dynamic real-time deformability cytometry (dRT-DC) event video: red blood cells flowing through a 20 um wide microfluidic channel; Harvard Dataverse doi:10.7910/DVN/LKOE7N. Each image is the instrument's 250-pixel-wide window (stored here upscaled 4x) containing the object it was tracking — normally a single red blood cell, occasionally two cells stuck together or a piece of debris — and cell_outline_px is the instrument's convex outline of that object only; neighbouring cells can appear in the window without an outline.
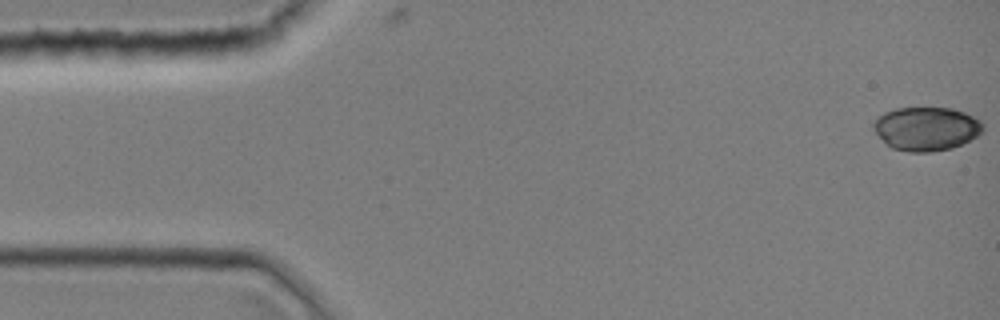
{"species": "common noctule bat (a hibernating species)", "species_latin": "Nyctalus noctula", "temperature_condition": "room temperature", "stored_images_in_passage": 44, "camera_frame_rate_fps": 3000, "um_per_image_px": 0.085, "animal": {"sex": "female", "body_mass_g": 19.0, "forearm_length_mm": 51.5}, "frame": {"image": 1, "passage_image": 1, "time_ms": 0.0, "image_size_px": [1000, 320], "cell_outline_px": [[984, 128], [976, 136], [952, 148], [928, 152], [908, 152], [892, 148], [876, 132], [872, 124], [876, 116], [884, 112], [896, 108], [952, 108], [964, 112], [980, 120], [984, 124]], "centroid_in_image_um": [78.72, 10.93], "position_along_channel_um": 6.3, "area_um2": 27.69}}
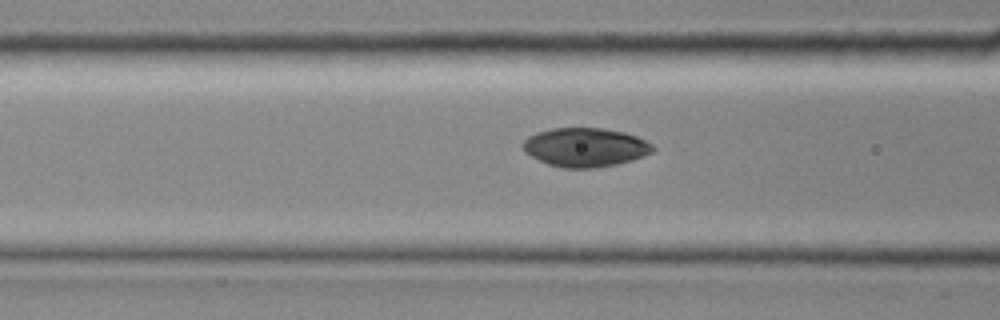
{"frame": {"image": 2, "passage_image": 17, "time_ms": 5.333, "image_size_px": [1000, 320], "cell_outline_px": [[656, 148], [652, 152], [644, 156], [632, 160], [616, 164], [596, 168], [564, 168], [548, 164], [524, 152], [520, 148], [520, 144], [528, 136], [536, 132], [552, 128], [604, 128], [624, 132], [636, 136], [652, 144]], "centroid_in_image_um": [49.72, 12.52], "position_along_channel_um": 116.9, "area_um2": 29.65}}
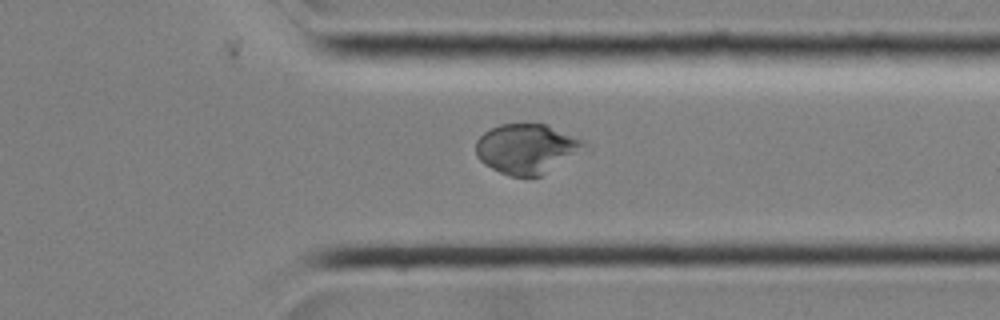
{"frame": {"image": 3, "passage_image": 34, "time_ms": 11.0, "image_size_px": [1000, 320], "cell_outline_px": [[592, 152], [540, 176], [512, 176], [500, 172], [484, 164], [476, 156], [476, 140], [484, 132], [500, 124], [544, 124], [580, 140], [588, 144]], "centroid_in_image_um": [44.88, 12.68], "position_along_channel_um": 366.5, "area_um2": 32.08}}